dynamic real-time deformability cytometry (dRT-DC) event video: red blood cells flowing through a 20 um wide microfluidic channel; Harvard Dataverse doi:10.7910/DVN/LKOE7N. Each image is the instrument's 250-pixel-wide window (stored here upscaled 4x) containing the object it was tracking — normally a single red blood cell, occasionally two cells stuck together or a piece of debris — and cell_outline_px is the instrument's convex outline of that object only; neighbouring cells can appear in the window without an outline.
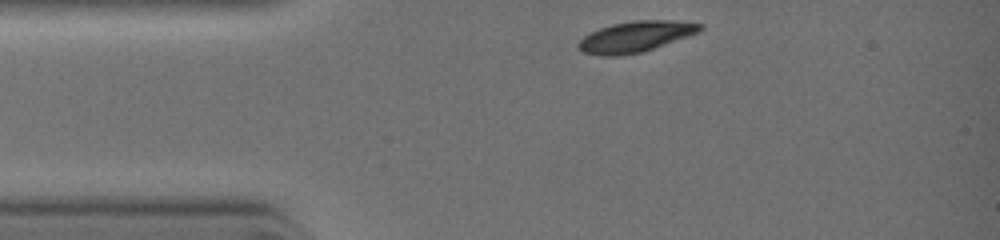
{"species": "common noctule bat (a hibernating species)", "species_latin": "Nyctalus noctula", "temperature_condition": "warm", "stored_images_in_passage": 36, "camera_frame_rate_fps": 3000, "um_per_image_px": 0.085, "animal": {"sex": "female", "body_mass_g": 19.0, "forearm_length_mm": 51.5}, "frame": {"image": 1, "passage_image": 1, "time_ms": 0.0, "image_size_px": [1000, 240], "cell_outline_px": [[704, 28], [700, 32], [640, 52], [616, 56], [608, 56], [584, 52], [576, 44], [584, 36], [600, 28], [612, 24], [632, 20], [680, 20], [704, 24]], "centroid_in_image_um": [54.08, 3.08], "position_along_channel_um": 30.9, "area_um2": 21.62}}
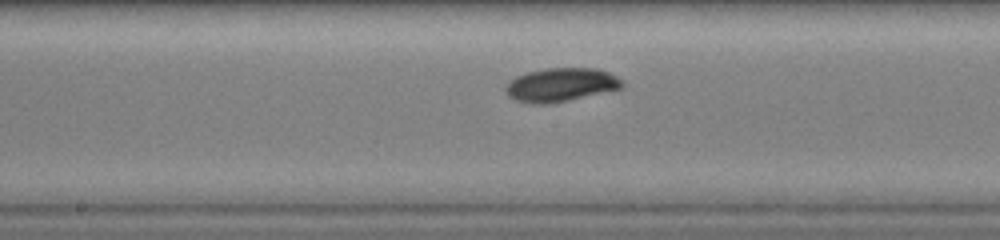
{"frame": {"image": 2, "passage_image": 20, "time_ms": 3.667, "image_size_px": [1000, 240], "cell_outline_px": [[624, 88], [568, 100], [548, 104], [528, 104], [516, 100], [508, 96], [504, 88], [508, 80], [516, 76], [528, 72], [548, 68], [596, 68], [608, 72], [624, 80]], "centroid_in_image_um": [47.67, 7.21], "position_along_channel_um": 200.5, "area_um2": 23.06}}
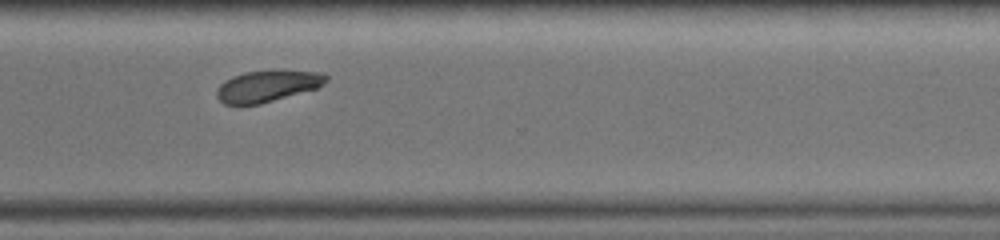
{"frame": {"image": 3, "passage_image": 35, "time_ms": 6.333, "image_size_px": [1000, 240], "cell_outline_px": [[328, 80], [324, 84], [316, 88], [260, 104], [224, 104], [216, 96], [216, 88], [224, 80], [232, 76], [244, 72], [272, 68], [320, 72], [328, 76]], "centroid_in_image_um": [22.73, 7.27], "position_along_channel_um": 347.9, "area_um2": 20.52}}